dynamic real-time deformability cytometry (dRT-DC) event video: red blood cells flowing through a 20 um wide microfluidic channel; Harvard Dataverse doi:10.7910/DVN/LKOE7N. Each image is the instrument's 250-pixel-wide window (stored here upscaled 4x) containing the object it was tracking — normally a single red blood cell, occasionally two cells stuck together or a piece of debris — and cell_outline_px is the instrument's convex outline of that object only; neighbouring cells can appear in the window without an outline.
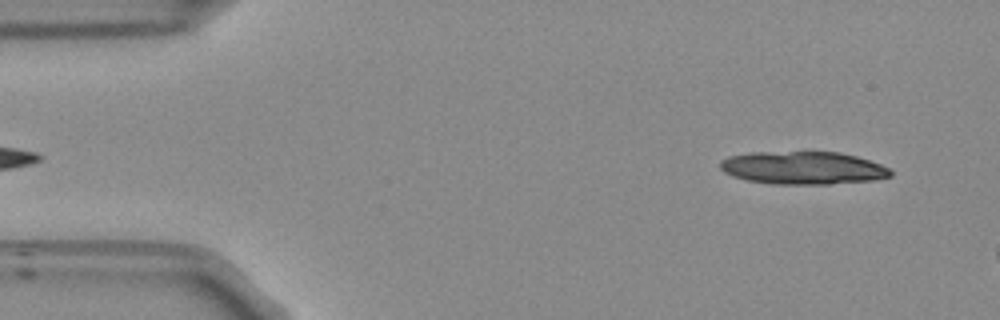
{"species": "Egyptian fruit bat (a non-hibernating species)", "species_latin": "Rousettus aegyptiacus", "temperature_condition": "room temperature", "stored_images_in_passage": 13, "camera_frame_rate_fps": 3000, "um_per_image_px": 0.085, "frame": {"image": 1, "passage_image": 3, "time_ms": 0.667, "image_size_px": [1000, 320], "cell_outline_px": [[892, 176], [872, 180], [828, 184], [772, 184], [748, 180], [732, 176], [724, 172], [720, 168], [720, 160], [728, 156], [752, 152], [840, 152], [856, 156], [880, 164], [888, 168], [892, 172]], "centroid_in_image_um": [68.22, 14.27], "position_along_channel_um": 16.8, "area_um2": 32.6}}